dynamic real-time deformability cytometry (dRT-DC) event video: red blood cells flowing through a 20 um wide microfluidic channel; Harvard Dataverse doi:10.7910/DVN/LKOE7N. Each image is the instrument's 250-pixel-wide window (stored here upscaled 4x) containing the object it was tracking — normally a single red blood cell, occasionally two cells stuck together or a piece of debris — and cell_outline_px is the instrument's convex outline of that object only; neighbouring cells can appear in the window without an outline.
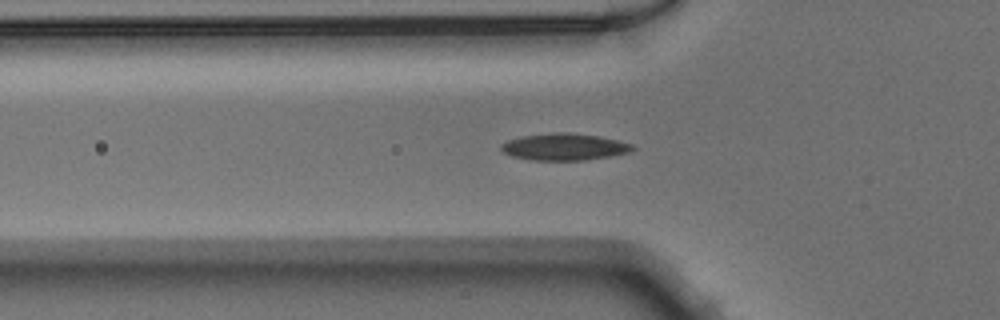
{"species": "Egyptian fruit bat (a non-hibernating species)", "species_latin": "Rousettus aegyptiacus", "temperature_condition": "warm", "stored_images_in_passage": 36, "camera_frame_rate_fps": 3000, "um_per_image_px": 0.085, "animal": {"sex": "male"}, "frame": {"image": 1, "passage_image": 2, "time_ms": 0.333, "image_size_px": [1000, 320], "cell_outline_px": [[636, 148], [632, 152], [584, 160], [532, 160], [512, 156], [504, 152], [500, 148], [500, 144], [508, 140], [524, 136], [560, 132], [568, 132], [596, 136], [616, 140], [632, 144]], "centroid_in_image_um": [47.97, 12.49], "position_along_channel_um": 77.8, "area_um2": 20.29}}
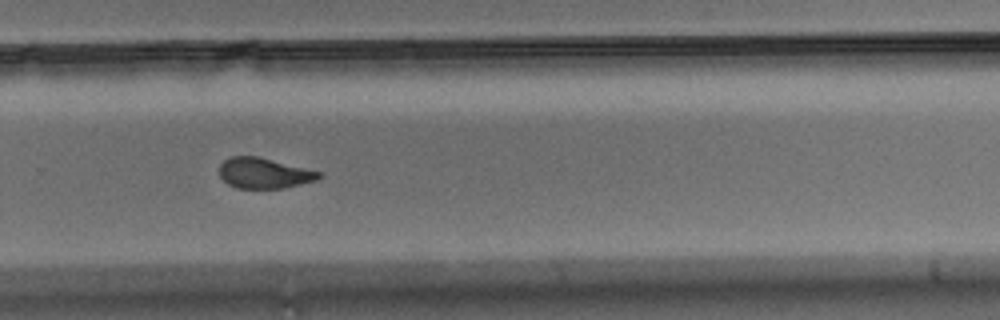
{"frame": {"image": 2, "passage_image": 19, "time_ms": 6.0, "image_size_px": [1000, 320], "cell_outline_px": [[324, 176], [316, 180], [284, 188], [236, 188], [228, 184], [220, 176], [220, 164], [224, 160], [232, 156], [260, 156], [320, 172]], "centroid_in_image_um": [22.44, 14.71], "position_along_channel_um": 307.4, "area_um2": 17.69}}
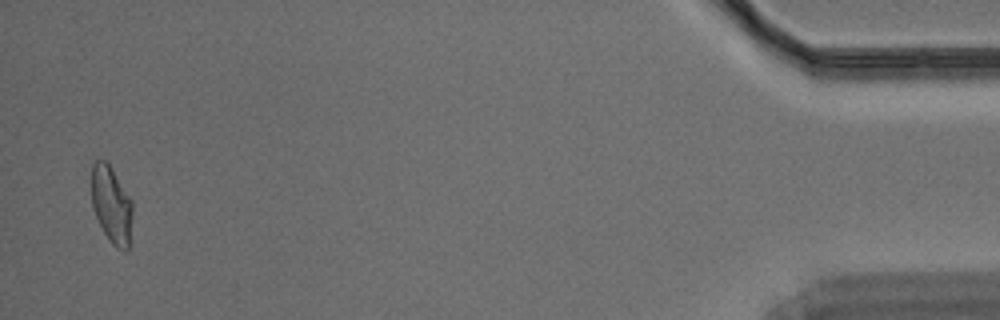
{"frame": {"image": 3, "passage_image": 34, "time_ms": 11.0, "image_size_px": [1000, 320], "cell_outline_px": [[132, 212], [128, 248], [124, 252], [116, 248], [108, 240], [92, 208], [92, 164], [96, 160], [108, 160], [132, 200]], "centroid_in_image_um": [9.47, 17.37], "position_along_channel_um": 425.7, "area_um2": 18.55}}